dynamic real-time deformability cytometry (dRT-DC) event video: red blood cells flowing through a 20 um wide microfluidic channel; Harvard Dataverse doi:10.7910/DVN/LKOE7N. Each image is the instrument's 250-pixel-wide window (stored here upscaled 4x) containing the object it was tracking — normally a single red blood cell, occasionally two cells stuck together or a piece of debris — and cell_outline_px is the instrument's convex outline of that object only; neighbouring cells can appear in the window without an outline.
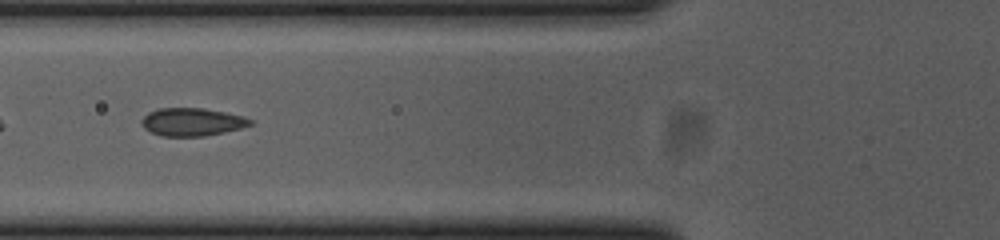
{"species": "common noctule bat (a hibernating species)", "species_latin": "Nyctalus noctula", "temperature_condition": "cold", "stored_images_in_passage": 37, "camera_frame_rate_fps": 3000, "um_per_image_px": 0.085, "animal": {"sex": "female", "body_mass_g": 23.0, "forearm_length_mm": 53.4}, "frame": {"image": 1, "passage_image": 6, "time_ms": 1.667, "image_size_px": [1000, 240], "cell_outline_px": [[252, 124], [240, 128], [224, 132], [204, 136], [164, 136], [152, 132], [144, 128], [140, 120], [148, 112], [160, 108], [200, 108], [224, 112], [244, 116], [252, 120]], "centroid_in_image_um": [16.31, 10.36], "position_along_channel_um": 109.5, "area_um2": 17.51}}
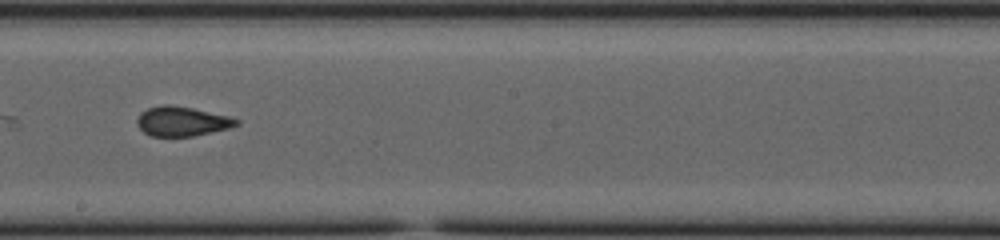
{"frame": {"image": 2, "passage_image": 16, "time_ms": 5.0, "image_size_px": [1000, 240], "cell_outline_px": [[240, 124], [228, 128], [192, 136], [152, 136], [144, 132], [140, 128], [136, 120], [140, 112], [148, 108], [160, 104], [168, 104], [192, 108], [232, 116], [240, 120]], "centroid_in_image_um": [15.48, 10.29], "position_along_channel_um": 232.7, "area_um2": 17.17}}
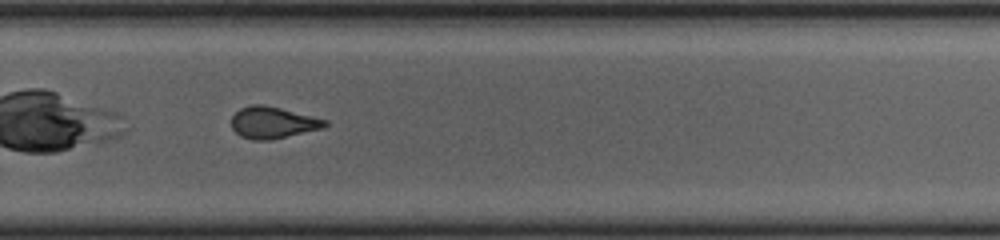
{"frame": {"image": 3, "passage_image": 22, "time_ms": 7.0, "image_size_px": [1000, 240], "cell_outline_px": [[328, 124], [324, 128], [268, 140], [252, 140], [240, 136], [232, 128], [232, 116], [240, 108], [252, 104], [264, 104], [328, 120]], "centroid_in_image_um": [23.18, 10.41], "position_along_channel_um": 306.6, "area_um2": 17.17}, "authors_computed_cell_mechanics": {"area_um2": 17.5712, "velocity_mm_per_s": 3.7029, "shape_relaxation_time_tau1_ms": null, "shape_relaxation_time_tau2_ms": 1.4888, "deformation_change_tau1": null, "deformation_change_tau2": 0.0528}}